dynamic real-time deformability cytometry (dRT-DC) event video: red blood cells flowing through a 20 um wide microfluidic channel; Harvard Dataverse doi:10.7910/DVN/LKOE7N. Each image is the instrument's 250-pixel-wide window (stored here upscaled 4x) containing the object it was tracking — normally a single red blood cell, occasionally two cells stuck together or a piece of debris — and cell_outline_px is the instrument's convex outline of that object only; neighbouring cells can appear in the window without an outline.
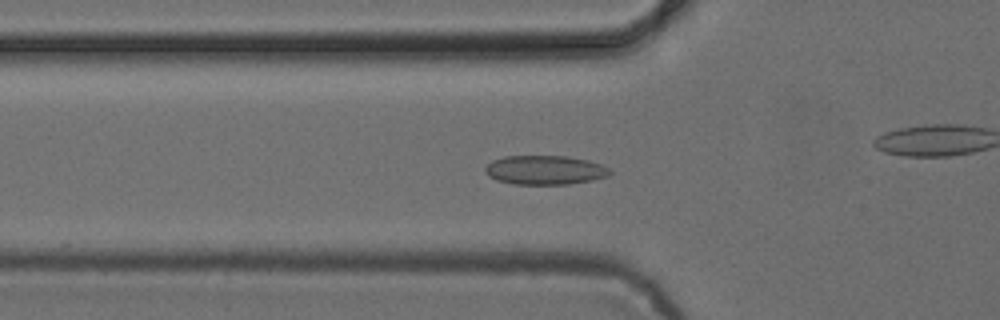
{"species": "common noctule bat (a hibernating species)", "species_latin": "Nyctalus noctula", "temperature_condition": "cold", "stored_images_in_passage": 49, "camera_frame_rate_fps": 3000, "um_per_image_px": 0.085, "animal": {"sex": "female", "body_mass_g": 24.6, "forearm_length_mm": 56.2}, "frame": {"image": 1, "passage_image": 13, "time_ms": 4.0, "image_size_px": [1000, 320], "cell_outline_px": [[612, 172], [608, 176], [592, 180], [568, 184], [512, 184], [496, 180], [488, 176], [484, 172], [484, 168], [492, 160], [504, 156], [568, 156], [588, 160], [600, 164], [608, 168]], "centroid_in_image_um": [46.29, 14.45], "position_along_channel_um": 79.5, "area_um2": 21.27}}
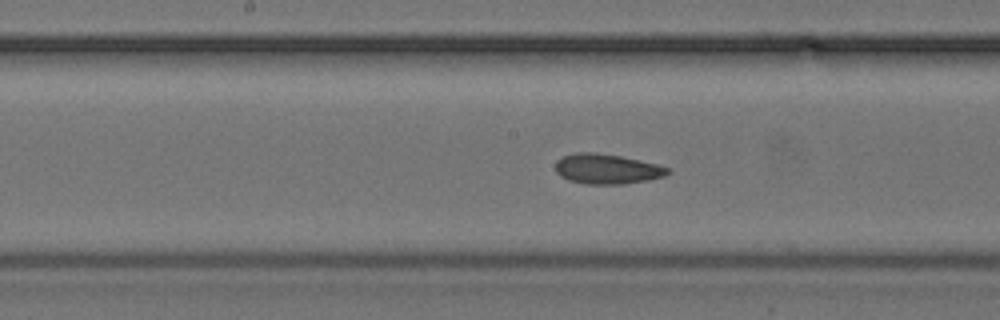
{"frame": {"image": 2, "passage_image": 22, "time_ms": 7.0, "image_size_px": [1000, 320], "cell_outline_px": [[672, 172], [664, 176], [648, 180], [624, 184], [584, 184], [568, 180], [560, 176], [556, 172], [556, 160], [564, 156], [576, 152], [596, 152], [620, 156], [656, 164], [668, 168]], "centroid_in_image_um": [51.57, 14.36], "position_along_channel_um": 196.6, "area_um2": 19.65}}
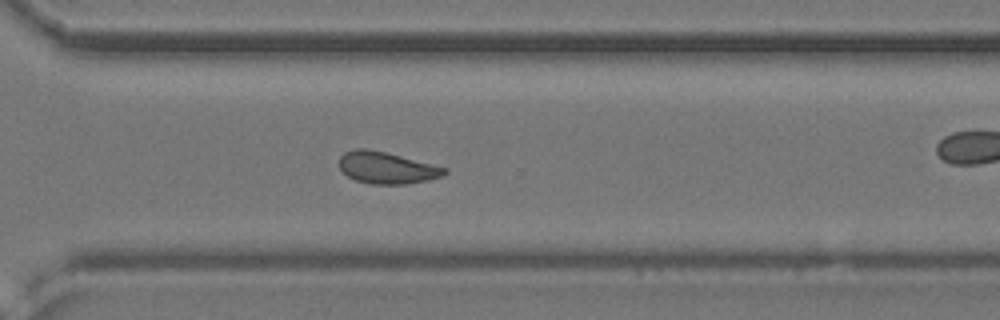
{"frame": {"image": 3, "passage_image": 33, "time_ms": 10.667, "image_size_px": [1000, 320], "cell_outline_px": [[448, 172], [444, 176], [428, 180], [408, 184], [372, 184], [356, 180], [348, 176], [340, 168], [340, 156], [344, 152], [356, 148], [368, 148], [448, 168]], "centroid_in_image_um": [32.89, 14.26], "position_along_channel_um": 337.7, "area_um2": 19.42}}